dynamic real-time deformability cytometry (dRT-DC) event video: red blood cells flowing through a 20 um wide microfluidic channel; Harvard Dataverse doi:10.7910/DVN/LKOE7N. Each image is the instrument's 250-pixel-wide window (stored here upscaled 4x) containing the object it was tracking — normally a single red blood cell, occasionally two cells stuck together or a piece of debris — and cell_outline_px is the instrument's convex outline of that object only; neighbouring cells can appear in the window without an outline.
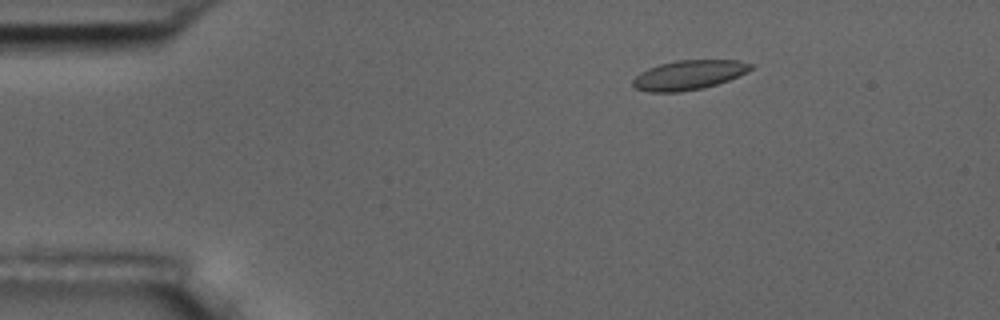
{"species": "common noctule bat (a hibernating species)", "species_latin": "Nyctalus noctula", "temperature_condition": "room temperature", "stored_images_in_passage": 5, "segment_of_instrument_passage": [1, 2], "camera_frame_rate_fps": 3000, "um_per_image_px": 0.085, "animal": {"sex": "male", "body_mass_g": 17.5, "forearm_length_mm": 52.3}, "frame": {"image": 1, "passage_image": 2, "time_ms": 1.333, "image_size_px": [1000, 320], "cell_outline_px": [[756, 64], [748, 72], [728, 80], [716, 84], [700, 88], [680, 92], [648, 92], [636, 88], [632, 84], [632, 80], [640, 72], [648, 68], [660, 64], [676, 60], [736, 60]], "centroid_in_image_um": [58.55, 6.36], "position_along_channel_um": 26.4, "area_um2": 20.23}}